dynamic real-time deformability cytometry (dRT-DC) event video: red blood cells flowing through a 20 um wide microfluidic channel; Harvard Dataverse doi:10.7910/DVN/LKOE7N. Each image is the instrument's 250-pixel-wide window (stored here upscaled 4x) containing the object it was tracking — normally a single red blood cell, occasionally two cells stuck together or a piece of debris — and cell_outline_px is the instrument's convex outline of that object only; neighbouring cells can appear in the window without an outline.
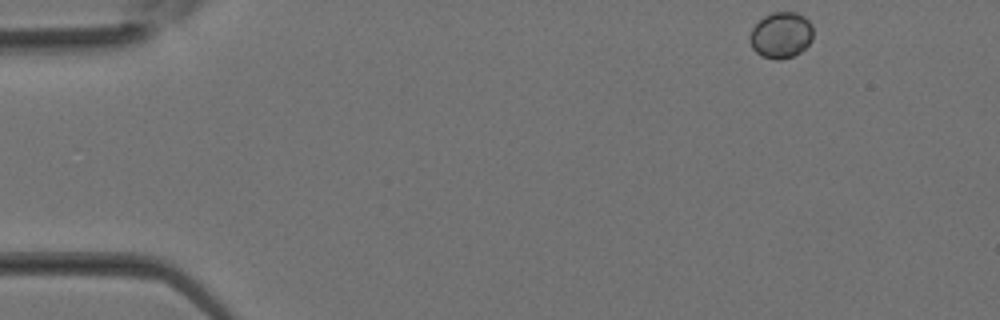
{"species": "Egyptian fruit bat (a non-hibernating species)", "species_latin": "Rousettus aegyptiacus", "temperature_condition": "room temperature", "stored_images_in_passage": 31, "camera_frame_rate_fps": 3000, "um_per_image_px": 0.085, "animal": {"sex": "female"}, "frame": {"image": 1, "passage_image": 1, "time_ms": 0.0, "image_size_px": [1000, 320], "cell_outline_px": [[812, 40], [800, 52], [792, 56], [780, 60], [776, 60], [760, 56], [752, 48], [748, 40], [752, 28], [764, 16], [772, 12], [796, 12], [804, 16], [812, 24]], "centroid_in_image_um": [66.37, 2.99], "position_along_channel_um": 18.6, "area_um2": 17.11}}
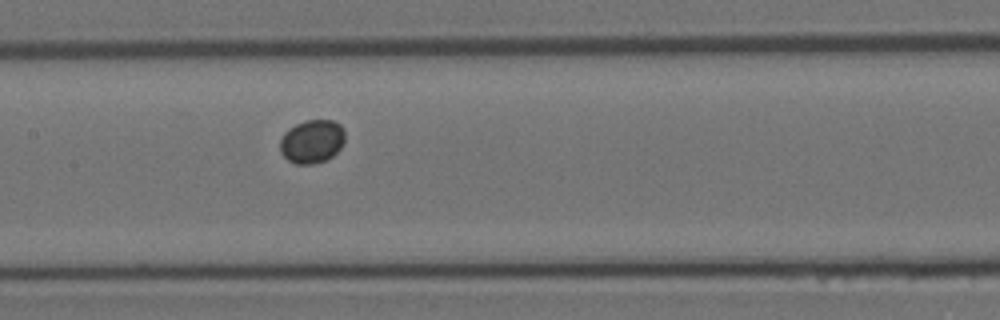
{"frame": {"image": 2, "passage_image": 14, "time_ms": 4.333, "image_size_px": [1000, 320], "cell_outline_px": [[344, 140], [340, 148], [328, 160], [316, 164], [296, 164], [288, 160], [280, 152], [280, 140], [284, 132], [288, 128], [304, 120], [332, 120], [340, 124], [344, 128]], "centroid_in_image_um": [26.51, 12.02], "position_along_channel_um": 180.9, "area_um2": 16.65}}
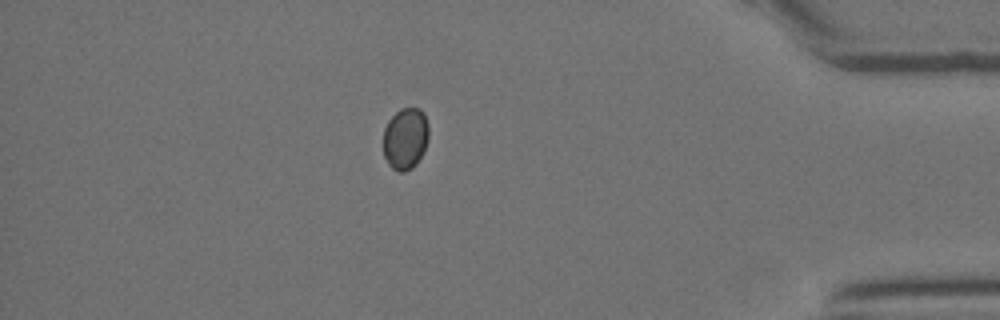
{"frame": {"image": 3, "passage_image": 27, "time_ms": 8.667, "image_size_px": [1000, 320], "cell_outline_px": [[428, 140], [416, 164], [412, 168], [404, 172], [400, 172], [392, 168], [388, 164], [384, 156], [384, 128], [388, 120], [400, 108], [420, 108], [424, 112], [428, 124]], "centroid_in_image_um": [34.45, 11.76], "position_along_channel_um": 400.7, "area_um2": 16.36}}